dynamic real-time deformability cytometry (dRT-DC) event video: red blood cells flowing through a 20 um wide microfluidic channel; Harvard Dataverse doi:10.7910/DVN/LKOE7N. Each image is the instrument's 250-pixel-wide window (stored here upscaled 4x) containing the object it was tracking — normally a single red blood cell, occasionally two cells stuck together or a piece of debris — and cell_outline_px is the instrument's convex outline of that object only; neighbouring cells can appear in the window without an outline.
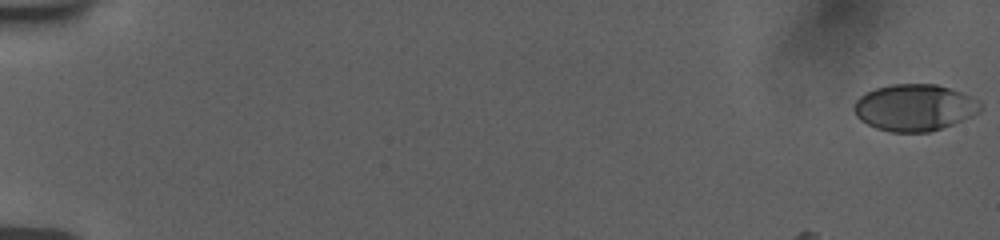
{"species": "human", "species_latin": "Homo sapiens", "temperature_condition": "room temperature", "stored_images_in_passage": 5, "camera_frame_rate_fps": 3000, "um_per_image_px": 0.085, "donor": {"sex": "female"}, "frame": {"image": 1, "passage_image": 1, "time_ms": 0.0, "image_size_px": [1000, 240], "cell_outline_px": [[980, 112], [972, 116], [952, 124], [928, 132], [888, 132], [876, 128], [860, 120], [856, 116], [852, 108], [856, 100], [860, 96], [876, 88], [892, 84], [936, 84], [960, 92], [976, 100], [980, 104]], "centroid_in_image_um": [77.69, 9.15], "position_along_channel_um": 7.3, "area_um2": 34.1}}